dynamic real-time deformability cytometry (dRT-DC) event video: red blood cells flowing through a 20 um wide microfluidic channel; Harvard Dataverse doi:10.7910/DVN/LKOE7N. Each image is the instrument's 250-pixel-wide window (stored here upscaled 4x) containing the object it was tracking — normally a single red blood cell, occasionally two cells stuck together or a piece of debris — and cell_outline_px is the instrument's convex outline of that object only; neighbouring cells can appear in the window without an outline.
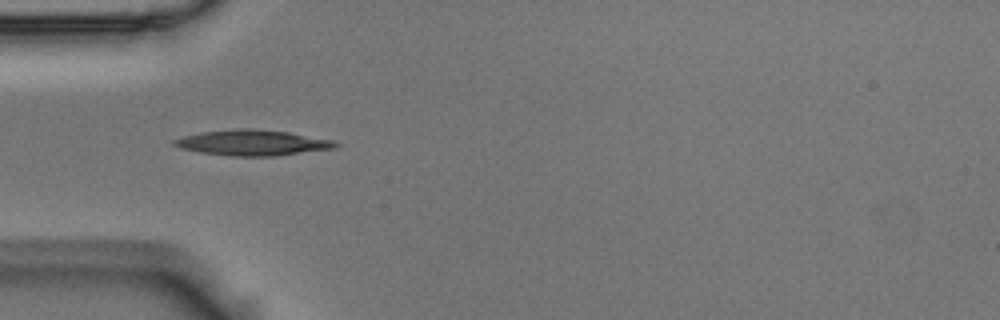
{"species": "Egyptian fruit bat (a non-hibernating species)", "species_latin": "Rousettus aegyptiacus", "temperature_condition": "room temperature", "stored_images_in_passage": 6, "camera_frame_rate_fps": 3000, "um_per_image_px": 0.085, "animal": {"sex": "male"}, "frame": {"image": 1, "passage_image": 5, "time_ms": 1.333, "image_size_px": [1000, 320], "cell_outline_px": [[340, 144], [336, 148], [276, 156], [228, 156], [200, 152], [180, 148], [172, 144], [172, 140], [184, 136], [200, 132], [244, 128], [252, 128], [288, 132], [332, 140]], "centroid_in_image_um": [21.45, 12.13], "position_along_channel_um": 63.5, "area_um2": 24.04}}
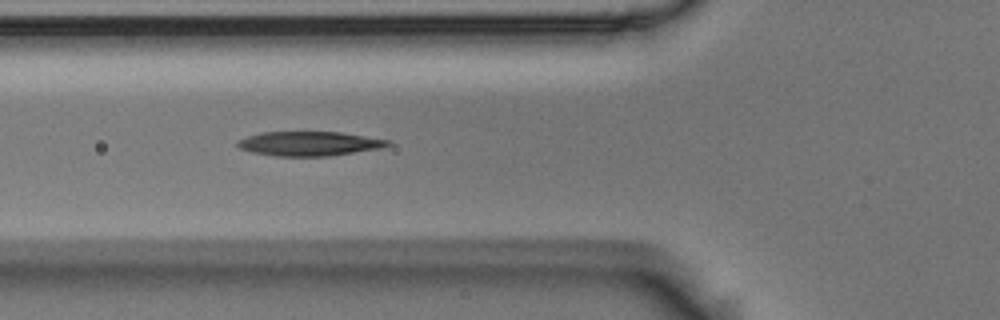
{"frame": {"image": 2, "passage_image": 6, "time_ms": 1.667, "image_size_px": [1000, 320], "cell_outline_px": [[392, 144], [384, 148], [332, 156], [276, 156], [252, 152], [240, 148], [236, 144], [236, 140], [260, 132], [340, 132], [392, 140]], "centroid_in_image_um": [26.34, 12.21], "position_along_channel_um": 99.5, "area_um2": 21.62}}